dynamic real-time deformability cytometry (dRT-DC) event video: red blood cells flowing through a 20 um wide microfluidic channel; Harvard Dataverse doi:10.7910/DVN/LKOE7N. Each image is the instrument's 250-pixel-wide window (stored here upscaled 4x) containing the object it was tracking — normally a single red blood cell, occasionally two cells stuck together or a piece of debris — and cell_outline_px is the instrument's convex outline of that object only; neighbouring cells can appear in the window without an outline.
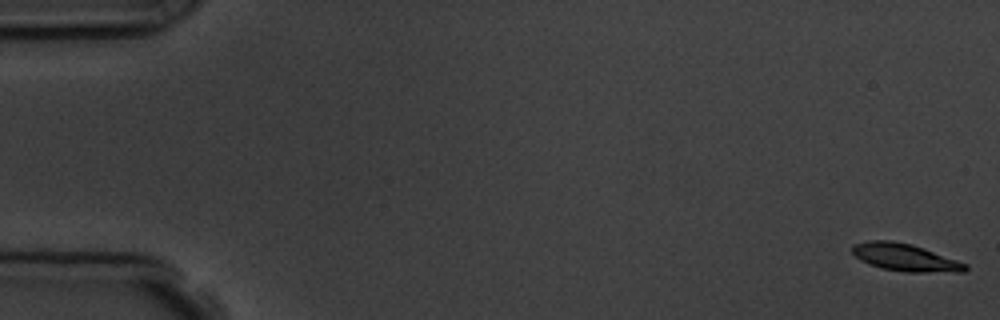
{"species": "common noctule bat (a hibernating species)", "species_latin": "Nyctalus noctula", "temperature_condition": "room temperature", "stored_images_in_passage": 5, "camera_frame_rate_fps": 3000, "um_per_image_px": 0.085, "animal": {"sex": "male", "body_mass_g": 19.5, "forearm_length_mm": 54.6}, "frame": {"image": 1, "passage_image": 1, "time_ms": 0.0, "image_size_px": [1000, 320], "cell_outline_px": [[968, 268], [964, 272], [904, 272], [880, 268], [868, 264], [860, 260], [852, 252], [852, 244], [868, 240], [892, 240], [912, 244], [924, 248], [968, 264]], "centroid_in_image_um": [76.92, 21.88], "position_along_channel_um": 8.1, "area_um2": 18.26}}
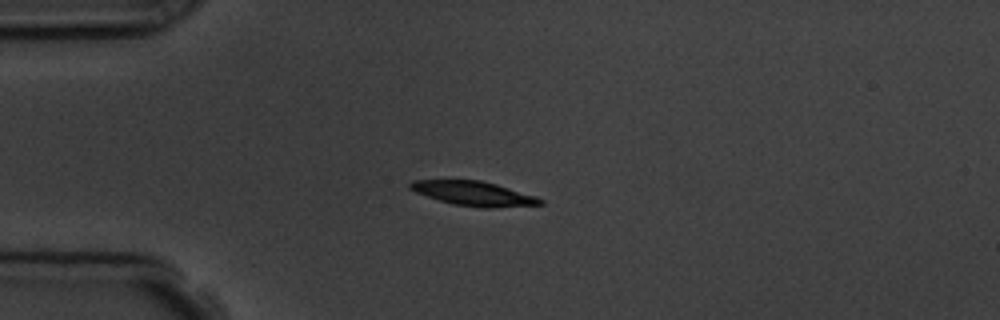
{"frame": {"image": 2, "passage_image": 4, "time_ms": 4.333, "image_size_px": [1000, 320], "cell_outline_px": [[544, 204], [496, 208], [484, 208], [452, 204], [416, 192], [408, 188], [408, 184], [412, 180], [480, 180], [496, 184], [536, 196], [544, 200]], "centroid_in_image_um": [40.29, 16.45], "position_along_channel_um": 44.7, "area_um2": 18.5}}